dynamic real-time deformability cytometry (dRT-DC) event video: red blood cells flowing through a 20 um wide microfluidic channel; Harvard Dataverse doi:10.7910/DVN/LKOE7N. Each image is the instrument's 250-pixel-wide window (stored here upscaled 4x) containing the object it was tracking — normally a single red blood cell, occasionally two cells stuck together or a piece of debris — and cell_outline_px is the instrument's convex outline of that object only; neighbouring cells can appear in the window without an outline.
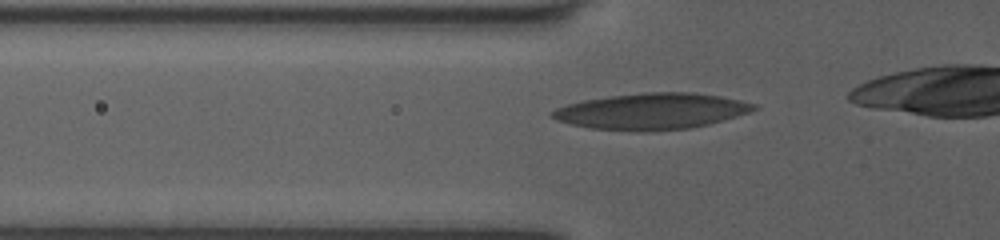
{"species": "human", "species_latin": "Homo sapiens", "temperature_condition": "room temperature", "stored_images_in_passage": 40, "camera_frame_rate_fps": 3000, "um_per_image_px": 0.085, "donor": {"sex": "female"}, "frame": {"image": 1, "passage_image": 13, "time_ms": 4.0, "image_size_px": [1000, 240], "cell_outline_px": [[760, 108], [724, 120], [708, 124], [688, 128], [640, 132], [636, 132], [592, 128], [572, 124], [556, 120], [548, 112], [556, 108], [568, 104], [584, 100], [612, 96], [644, 92], [692, 92], [720, 96], [740, 100], [756, 104]], "centroid_in_image_um": [55.39, 9.46], "position_along_channel_um": 70.4, "area_um2": 42.37}}
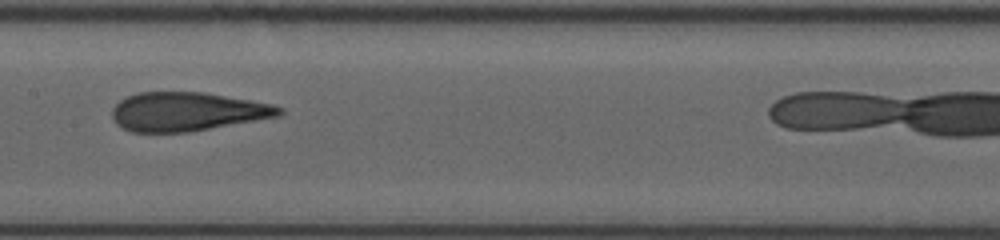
{"frame": {"image": 2, "passage_image": 22, "time_ms": 7.0, "image_size_px": [1000, 240], "cell_outline_px": [[284, 112], [280, 116], [188, 132], [132, 132], [116, 124], [112, 116], [112, 108], [120, 100], [128, 96], [140, 92], [204, 92], [272, 104], [284, 108]], "centroid_in_image_um": [15.91, 9.49], "position_along_channel_um": 191.5, "area_um2": 37.69}}
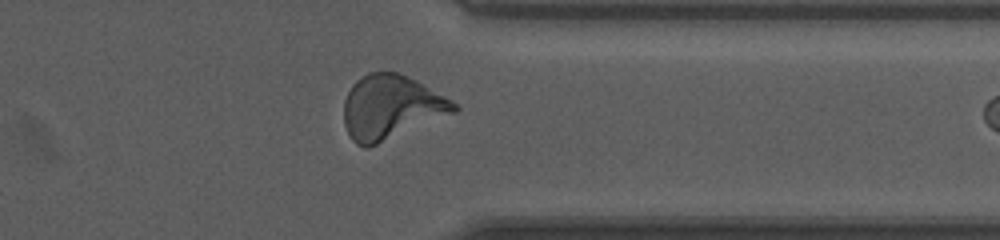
{"frame": {"image": 3, "passage_image": 36, "time_ms": 11.667, "image_size_px": [1000, 240], "cell_outline_px": [[460, 108], [456, 112], [368, 148], [364, 148], [356, 144], [352, 140], [344, 124], [344, 100], [352, 84], [360, 76], [368, 72], [396, 72], [408, 76], [416, 80], [452, 100]], "centroid_in_image_um": [33.22, 9.11], "position_along_channel_um": 378.2, "area_um2": 41.15}}